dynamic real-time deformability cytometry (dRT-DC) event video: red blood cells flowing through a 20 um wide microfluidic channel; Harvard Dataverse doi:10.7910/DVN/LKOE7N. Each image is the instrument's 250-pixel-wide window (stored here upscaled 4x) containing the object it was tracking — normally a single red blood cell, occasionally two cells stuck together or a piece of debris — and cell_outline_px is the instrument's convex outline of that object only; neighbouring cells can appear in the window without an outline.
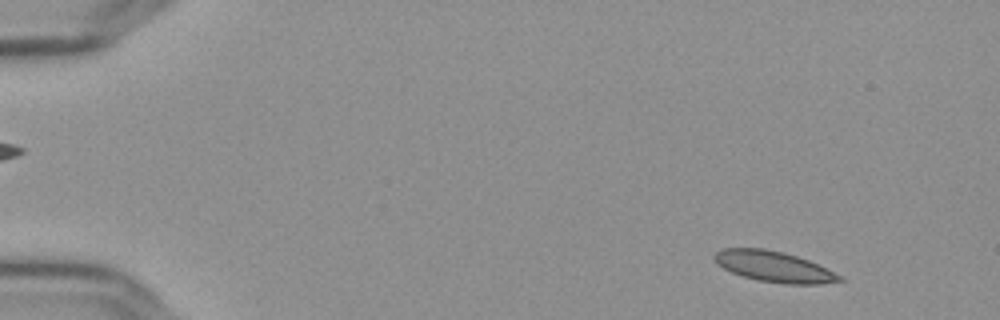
{"species": "Egyptian fruit bat (a non-hibernating species)", "species_latin": "Rousettus aegyptiacus", "temperature_condition": "cold", "stored_images_in_passage": 56, "camera_frame_rate_fps": 3000, "um_per_image_px": 0.085, "frame": {"image": 1, "passage_image": 5, "time_ms": 1.333, "image_size_px": [1000, 320], "cell_outline_px": [[844, 280], [820, 284], [784, 284], [760, 280], [744, 276], [732, 272], [716, 264], [712, 256], [720, 248], [764, 248], [784, 252], [808, 260], [844, 276]], "centroid_in_image_um": [65.78, 22.65], "position_along_channel_um": 19.2, "area_um2": 22.43}}
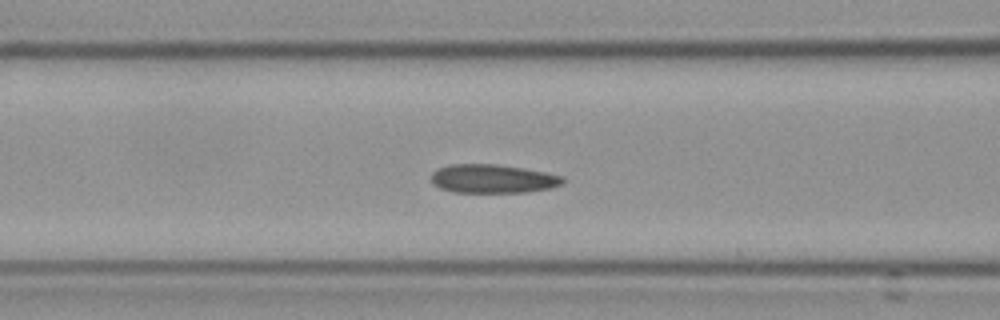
{"frame": {"image": 2, "passage_image": 23, "time_ms": 7.333, "image_size_px": [1000, 320], "cell_outline_px": [[564, 184], [548, 188], [524, 192], [452, 192], [440, 188], [432, 184], [432, 172], [440, 168], [452, 164], [496, 164], [524, 168], [564, 176]], "centroid_in_image_um": [41.89, 15.19], "position_along_channel_um": 124.7, "area_um2": 21.91}}
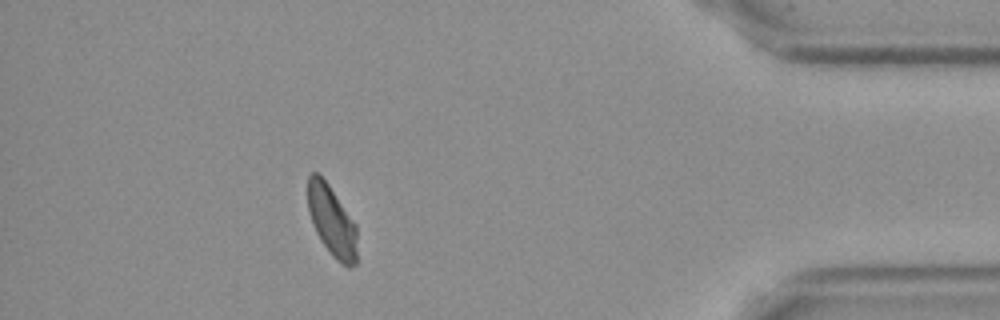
{"frame": {"image": 3, "passage_image": 50, "time_ms": 16.333, "image_size_px": [1000, 320], "cell_outline_px": [[356, 264], [348, 268], [336, 260], [332, 256], [320, 240], [316, 232], [308, 212], [308, 176], [312, 172], [320, 172], [356, 224]], "centroid_in_image_um": [28.19, 18.77], "position_along_channel_um": 407.0, "area_um2": 20.4}, "authors_computed_cell_mechanics": {"area_um2": 22.1085, "velocity_mm_per_s": 3.6073, "shape_relaxation_time_tau1_ms": null, "shape_relaxation_time_tau2_ms": 2.8344, "deformation_change_tau1": null, "deformation_change_tau2": 0.0611}}